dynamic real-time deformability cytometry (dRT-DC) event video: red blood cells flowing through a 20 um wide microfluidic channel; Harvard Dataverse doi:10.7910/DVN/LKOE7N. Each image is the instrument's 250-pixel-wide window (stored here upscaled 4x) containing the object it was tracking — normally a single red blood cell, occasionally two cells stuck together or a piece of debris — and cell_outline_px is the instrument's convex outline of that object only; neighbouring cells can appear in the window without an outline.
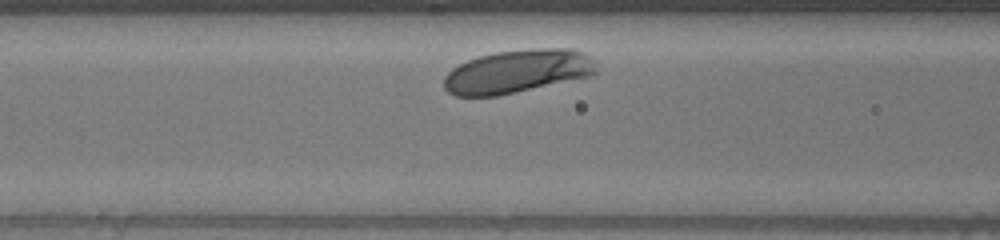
{"species": "human", "species_latin": "Homo sapiens", "temperature_condition": "warm", "stored_images_in_passage": 28, "camera_frame_rate_fps": 3000, "um_per_image_px": 0.085, "donor": {"sex": "male"}, "frame": {"image": 1, "passage_image": 6, "time_ms": 1.667, "image_size_px": [1000, 240], "cell_outline_px": [[596, 72], [588, 76], [496, 96], [456, 96], [448, 92], [444, 88], [444, 76], [452, 68], [468, 60], [480, 56], [496, 52], [540, 48], [572, 48], [584, 52], [592, 56], [596, 60]], "centroid_in_image_um": [43.99, 6.05], "position_along_channel_um": 122.6, "area_um2": 38.26}}
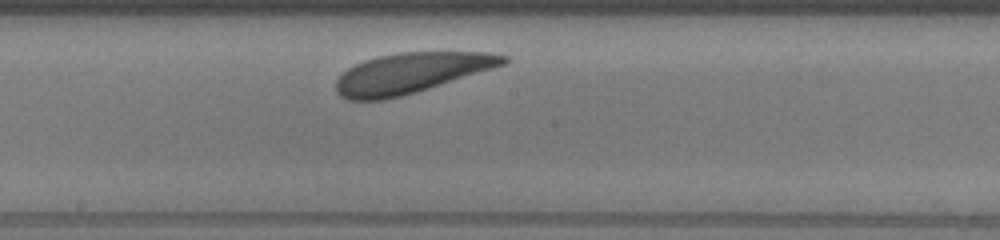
{"frame": {"image": 2, "passage_image": 14, "time_ms": 4.333, "image_size_px": [1000, 240], "cell_outline_px": [[508, 60], [504, 64], [492, 68], [416, 92], [384, 100], [348, 100], [340, 96], [336, 92], [336, 80], [348, 68], [364, 60], [380, 56], [400, 52], [492, 52], [508, 56]], "centroid_in_image_um": [34.91, 6.2], "position_along_channel_um": 213.3, "area_um2": 38.9}}
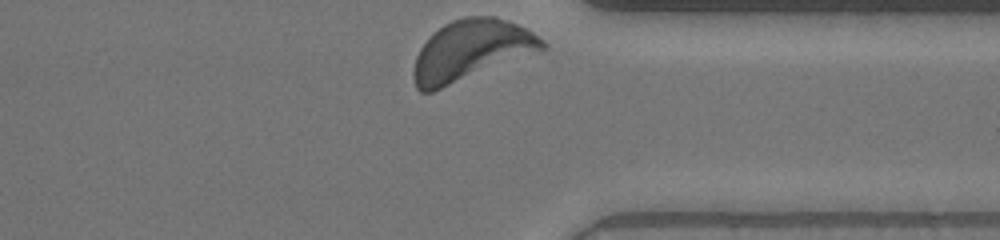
{"frame": {"image": 3, "passage_image": 28, "time_ms": 9.0, "image_size_px": [1000, 240], "cell_outline_px": [[544, 48], [432, 92], [420, 92], [416, 88], [412, 72], [416, 56], [420, 48], [444, 24], [452, 20], [464, 16], [496, 16], [508, 20], [528, 28], [544, 40]], "centroid_in_image_um": [40.01, 4.26], "position_along_channel_um": 371.4, "area_um2": 44.45}}